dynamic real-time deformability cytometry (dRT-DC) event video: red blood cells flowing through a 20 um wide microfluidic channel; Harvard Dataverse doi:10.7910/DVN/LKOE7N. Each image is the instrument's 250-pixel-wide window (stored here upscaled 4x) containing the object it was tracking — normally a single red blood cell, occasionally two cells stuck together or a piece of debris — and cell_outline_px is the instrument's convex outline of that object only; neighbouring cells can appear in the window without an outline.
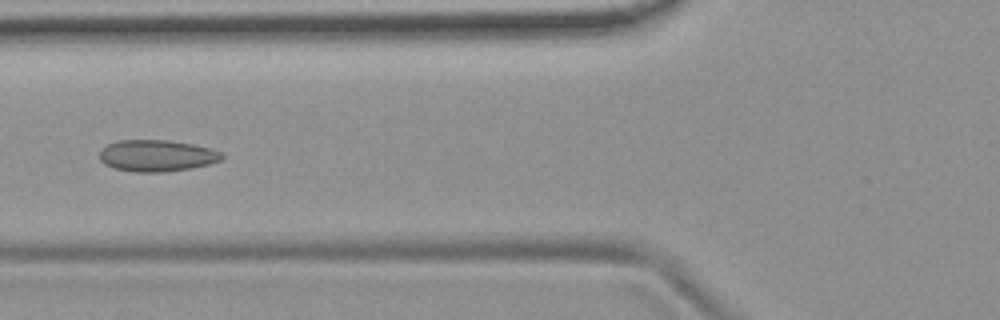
{"species": "common noctule bat (a hibernating species)", "species_latin": "Nyctalus noctula", "temperature_condition": "room temperature", "stored_images_in_passage": 54, "camera_frame_rate_fps": 3000, "um_per_image_px": 0.085, "animal": {"sex": "female", "body_mass_g": 19.9}, "frame": {"image": 1, "passage_image": 21, "time_ms": 6.667, "image_size_px": [1000, 320], "cell_outline_px": [[224, 156], [220, 160], [208, 164], [192, 168], [164, 172], [136, 172], [112, 168], [104, 164], [100, 160], [100, 152], [108, 144], [116, 140], [168, 140], [192, 144], [212, 148], [224, 152]], "centroid_in_image_um": [13.34, 13.23], "position_along_channel_um": 112.5, "area_um2": 22.66}}
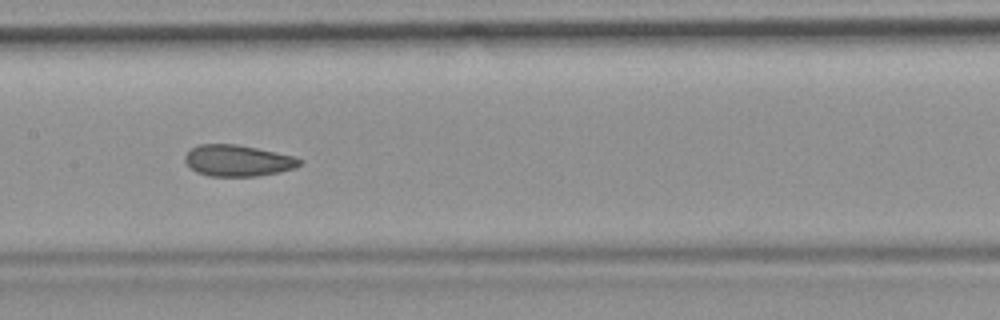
{"frame": {"image": 2, "passage_image": 27, "time_ms": 8.667, "image_size_px": [1000, 320], "cell_outline_px": [[304, 164], [296, 168], [280, 172], [256, 176], [208, 176], [196, 172], [184, 160], [184, 156], [192, 148], [200, 144], [236, 144], [276, 152], [292, 156], [304, 160]], "centroid_in_image_um": [20.25, 13.66], "position_along_channel_um": 187.1, "area_um2": 20.98}}
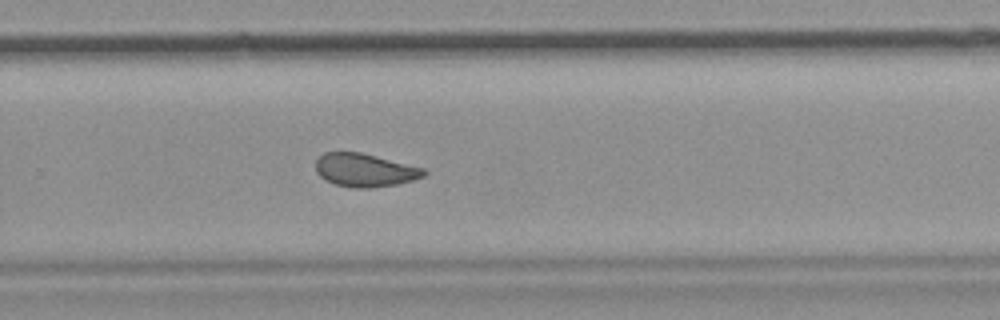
{"frame": {"image": 3, "passage_image": 36, "time_ms": 11.667, "image_size_px": [1000, 320], "cell_outline_px": [[428, 172], [424, 176], [412, 180], [396, 184], [372, 188], [352, 188], [336, 184], [324, 180], [316, 172], [316, 160], [324, 152], [360, 152], [424, 168]], "centroid_in_image_um": [30.99, 14.46], "position_along_channel_um": 298.8, "area_um2": 20.92}, "authors_computed_cell_mechanics": {"area_um2": 22.0507, "velocity_mm_per_s": 3.7374, "shape_relaxation_time_tau1_ms": null, "shape_relaxation_time_tau2_ms": 1.4968, "deformation_change_tau1": null, "deformation_change_tau2": 0.0767}}